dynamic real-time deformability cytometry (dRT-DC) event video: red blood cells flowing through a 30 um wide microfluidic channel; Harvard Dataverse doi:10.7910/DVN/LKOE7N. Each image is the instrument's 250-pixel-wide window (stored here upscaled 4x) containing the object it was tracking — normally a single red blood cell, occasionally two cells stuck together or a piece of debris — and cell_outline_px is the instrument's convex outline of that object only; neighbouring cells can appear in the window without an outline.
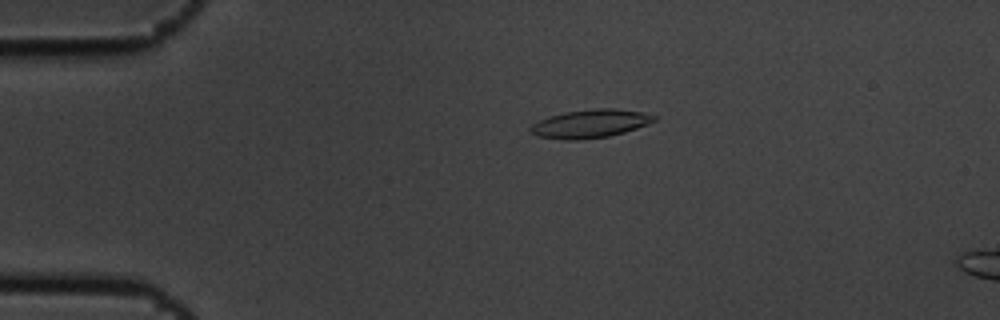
{"species": "common noctule bat (a hibernating species)", "species_latin": "Nyctalus noctula", "temperature_condition": "cold", "stored_images_in_passage": 5, "camera_frame_rate_fps": 3000, "um_per_image_px": 0.085, "animal": {"sex": "male", "body_mass_g": 19.5, "forearm_length_mm": 54.6}, "frame": {"image": 1, "passage_image": 3, "time_ms": 0.667, "image_size_px": [1000, 320], "cell_outline_px": [[656, 120], [648, 124], [624, 132], [608, 136], [576, 140], [564, 140], [536, 136], [528, 132], [528, 128], [532, 124], [548, 116], [564, 112], [596, 108], [616, 108], [640, 112], [656, 116]], "centroid_in_image_um": [50.11, 10.51], "position_along_channel_um": 34.9, "area_um2": 20.46}}